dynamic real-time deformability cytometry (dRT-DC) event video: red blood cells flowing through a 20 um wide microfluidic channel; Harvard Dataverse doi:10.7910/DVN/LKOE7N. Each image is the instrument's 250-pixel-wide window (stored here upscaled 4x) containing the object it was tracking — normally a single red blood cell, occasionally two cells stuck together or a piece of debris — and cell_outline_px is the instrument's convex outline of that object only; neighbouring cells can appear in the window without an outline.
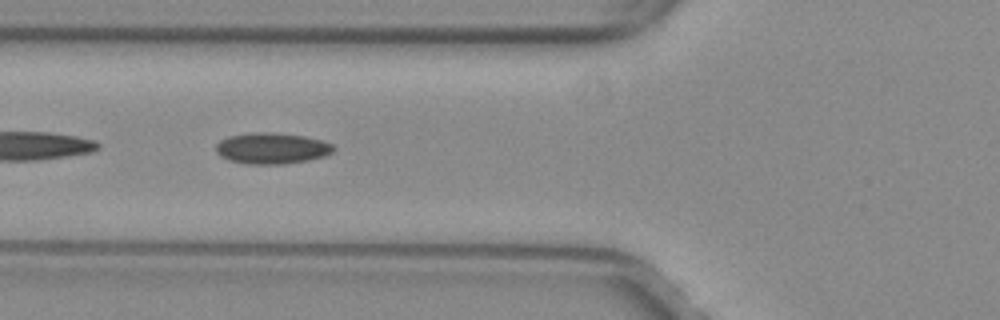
{"species": "common noctule bat (a hibernating species)", "species_latin": "Nyctalus noctula", "temperature_condition": "warm", "stored_images_in_passage": 38, "camera_frame_rate_fps": 3000, "um_per_image_px": 0.085, "animal": {"sex": "female", "body_mass_g": 29.2, "forearm_length_mm": 56.3}, "frame": {"image": 1, "passage_image": 6, "time_ms": 1.667, "image_size_px": [1000, 320], "cell_outline_px": [[336, 148], [332, 152], [324, 156], [308, 160], [284, 164], [248, 164], [228, 160], [220, 156], [216, 152], [216, 144], [220, 140], [228, 136], [256, 132], [272, 132], [304, 136], [320, 140], [332, 144]], "centroid_in_image_um": [23.09, 12.61], "position_along_channel_um": 102.7, "area_um2": 21.33}}
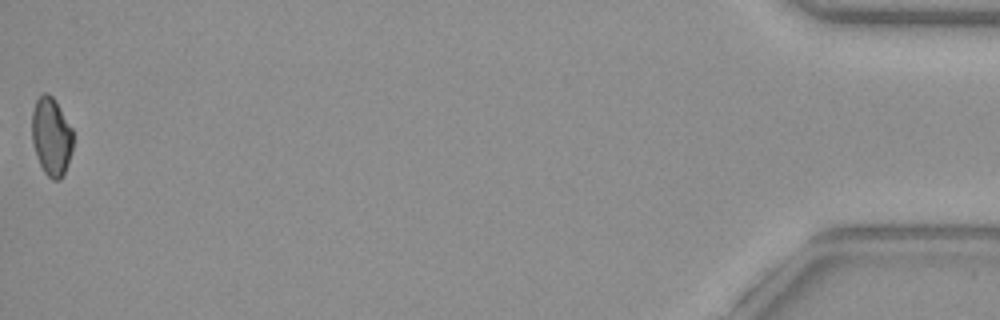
{"frame": {"image": 2, "passage_image": 38, "time_ms": 12.333, "image_size_px": [1000, 320], "cell_outline_px": [[72, 152], [64, 172], [60, 180], [52, 180], [44, 172], [40, 164], [32, 140], [32, 112], [36, 100], [44, 92], [48, 92], [52, 96], [72, 128]], "centroid_in_image_um": [4.36, 11.6], "position_along_channel_um": 430.8, "area_um2": 18.5}, "authors_computed_cell_mechanics": {"area_um2": 19.9121, "velocity_mm_per_s": 4.0182, "shape_relaxation_time_tau1_ms": 10.0449, "shape_relaxation_time_tau2_ms": 2.9136, "deformation_change_tau1": 0.1401, "deformation_change_tau2": 0.0856}}